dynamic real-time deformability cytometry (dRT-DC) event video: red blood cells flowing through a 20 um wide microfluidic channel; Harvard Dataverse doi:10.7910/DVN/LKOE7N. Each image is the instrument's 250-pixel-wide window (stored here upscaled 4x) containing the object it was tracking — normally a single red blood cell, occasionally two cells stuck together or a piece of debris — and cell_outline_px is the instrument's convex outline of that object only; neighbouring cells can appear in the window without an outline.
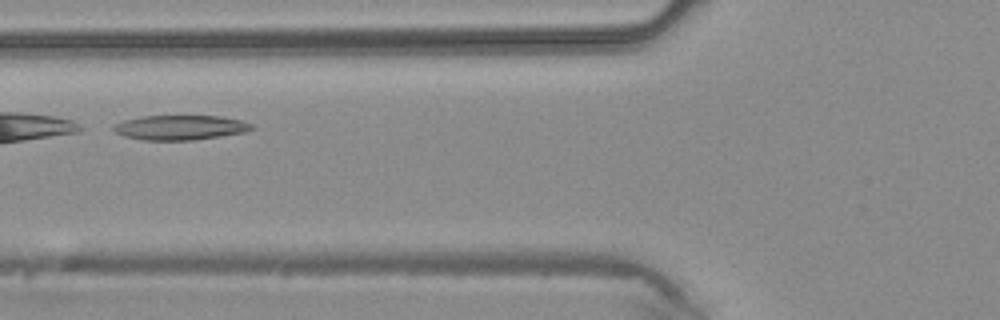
{"species": "common noctule bat (a hibernating species)", "species_latin": "Nyctalus noctula", "temperature_condition": "warm", "stored_images_in_passage": 34, "camera_frame_rate_fps": 3000, "um_per_image_px": 0.085, "animal": {"sex": "male", "body_mass_g": 20.4}, "frame": {"image": 1, "passage_image": 8, "time_ms": 2.333, "image_size_px": [1000, 320], "cell_outline_px": [[256, 128], [244, 132], [220, 136], [192, 140], [144, 140], [124, 136], [116, 132], [112, 128], [116, 124], [124, 120], [140, 116], [220, 116], [240, 120], [252, 124]], "centroid_in_image_um": [15.32, 10.83], "position_along_channel_um": 110.5, "area_um2": 19.77}}
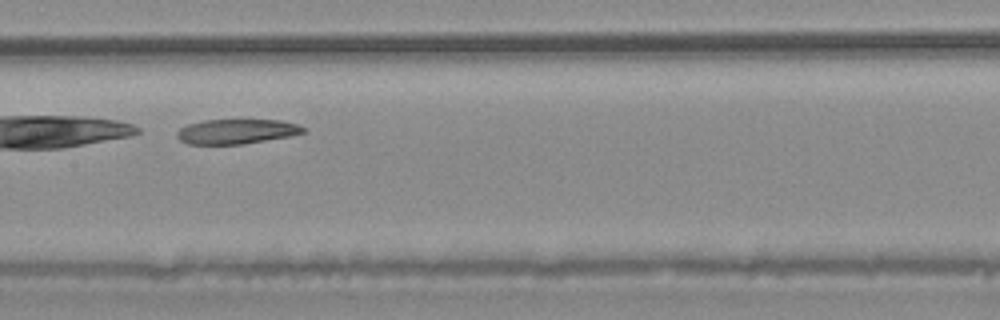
{"frame": {"image": 2, "passage_image": 13, "time_ms": 4.0, "image_size_px": [1000, 320], "cell_outline_px": [[308, 132], [292, 136], [240, 144], [188, 144], [180, 140], [176, 136], [176, 132], [180, 128], [188, 124], [204, 120], [280, 120], [296, 124], [308, 128]], "centroid_in_image_um": [20.15, 11.17], "position_along_channel_um": 187.3, "area_um2": 18.32}}
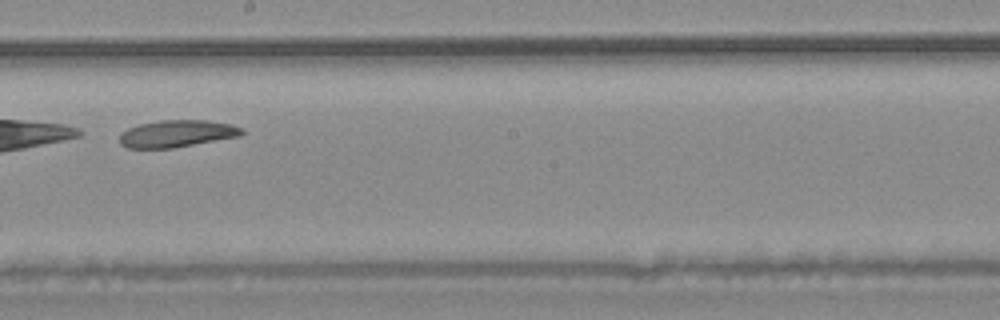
{"frame": {"image": 3, "passage_image": 16, "time_ms": 5.0, "image_size_px": [1000, 320], "cell_outline_px": [[244, 132], [240, 136], [172, 148], [124, 148], [120, 144], [120, 132], [128, 128], [140, 124], [160, 120], [208, 120], [232, 124], [240, 128]], "centroid_in_image_um": [15.0, 11.36], "position_along_channel_um": 233.2, "area_um2": 19.31}}